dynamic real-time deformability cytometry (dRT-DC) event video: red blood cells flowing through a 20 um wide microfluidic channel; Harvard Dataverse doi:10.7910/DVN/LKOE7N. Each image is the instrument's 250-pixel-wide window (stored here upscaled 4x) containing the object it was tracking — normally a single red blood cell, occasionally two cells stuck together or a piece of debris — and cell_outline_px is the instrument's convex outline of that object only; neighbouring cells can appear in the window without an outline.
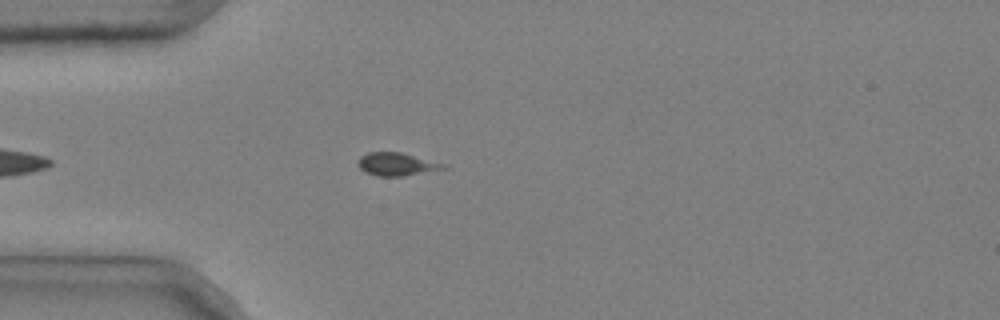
{"species": "common noctule bat (a hibernating species)", "species_latin": "Nyctalus noctula", "temperature_condition": "cold", "stored_images_in_passage": 41, "camera_frame_rate_fps": 3000, "um_per_image_px": 0.085, "animal": {"sex": "male", "body_mass_g": 20.4}, "frame": {"image": 1, "passage_image": 4, "time_ms": 1.0, "image_size_px": [1000, 320], "cell_outline_px": [[448, 168], [404, 176], [376, 176], [364, 172], [360, 168], [360, 156], [368, 152], [400, 152], [448, 164]], "centroid_in_image_um": [33.77, 13.96], "position_along_channel_um": 51.2, "area_um2": 11.44}}
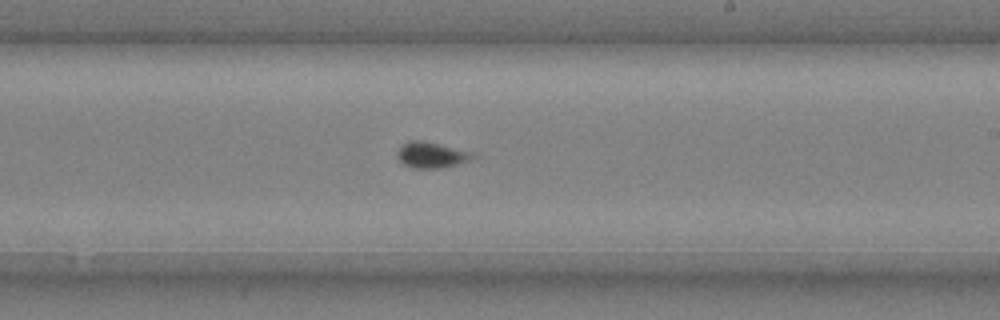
{"frame": {"image": 2, "passage_image": 21, "time_ms": 6.667, "image_size_px": [1000, 320], "cell_outline_px": [[476, 156], [456, 164], [440, 168], [412, 168], [404, 164], [396, 156], [396, 152], [404, 144], [412, 140], [420, 140], [468, 152]], "centroid_in_image_um": [36.57, 13.19], "position_along_channel_um": 252.4, "area_um2": 10.75}}
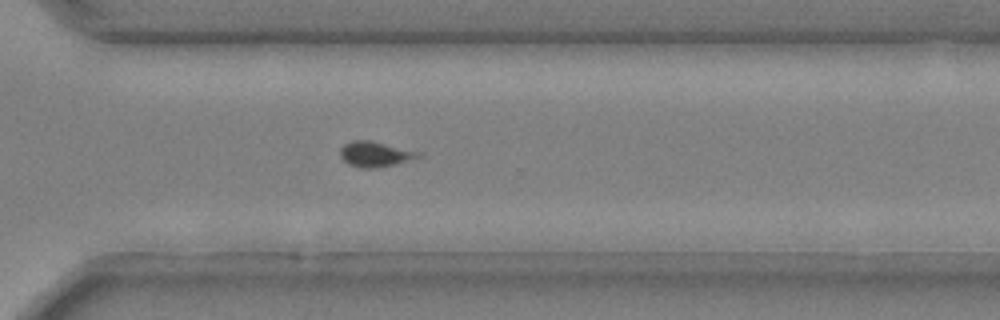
{"frame": {"image": 3, "passage_image": 28, "time_ms": 9.0, "image_size_px": [1000, 320], "cell_outline_px": [[424, 156], [380, 168], [360, 168], [348, 164], [340, 156], [340, 148], [344, 144], [352, 140], [368, 140], [424, 152]], "centroid_in_image_um": [31.93, 13.1], "position_along_channel_um": 338.7, "area_um2": 11.73}}